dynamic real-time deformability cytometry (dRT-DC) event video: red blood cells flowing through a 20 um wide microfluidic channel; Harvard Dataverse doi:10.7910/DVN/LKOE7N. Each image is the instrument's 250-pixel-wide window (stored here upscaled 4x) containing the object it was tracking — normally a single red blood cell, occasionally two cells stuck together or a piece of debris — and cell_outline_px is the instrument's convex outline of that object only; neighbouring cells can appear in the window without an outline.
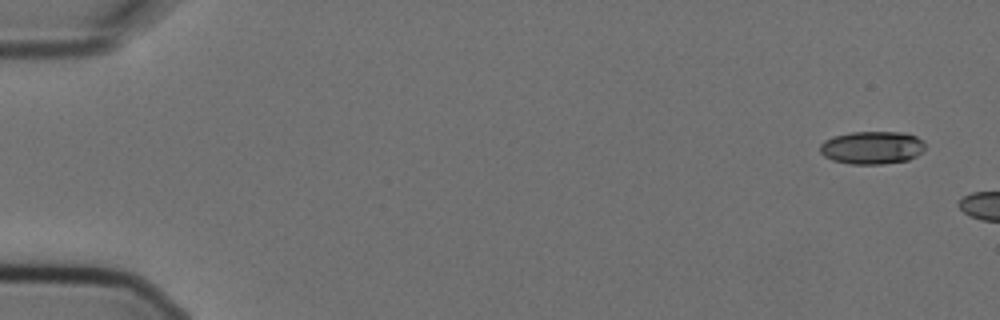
{"species": "Egyptian fruit bat (a non-hibernating species)", "species_latin": "Rousettus aegyptiacus", "temperature_condition": "cold", "stored_images_in_passage": 3, "camera_frame_rate_fps": 3000, "um_per_image_px": 0.085, "animal": {"sex": "female"}, "frame": {"image": 1, "passage_image": 1, "time_ms": 0.0, "image_size_px": [1000, 320], "cell_outline_px": [[924, 148], [916, 156], [908, 160], [880, 164], [852, 164], [832, 160], [824, 156], [820, 152], [820, 144], [824, 140], [832, 136], [852, 132], [904, 132], [916, 136], [924, 140]], "centroid_in_image_um": [74.11, 12.54], "position_along_channel_um": 10.9, "area_um2": 20.23}}